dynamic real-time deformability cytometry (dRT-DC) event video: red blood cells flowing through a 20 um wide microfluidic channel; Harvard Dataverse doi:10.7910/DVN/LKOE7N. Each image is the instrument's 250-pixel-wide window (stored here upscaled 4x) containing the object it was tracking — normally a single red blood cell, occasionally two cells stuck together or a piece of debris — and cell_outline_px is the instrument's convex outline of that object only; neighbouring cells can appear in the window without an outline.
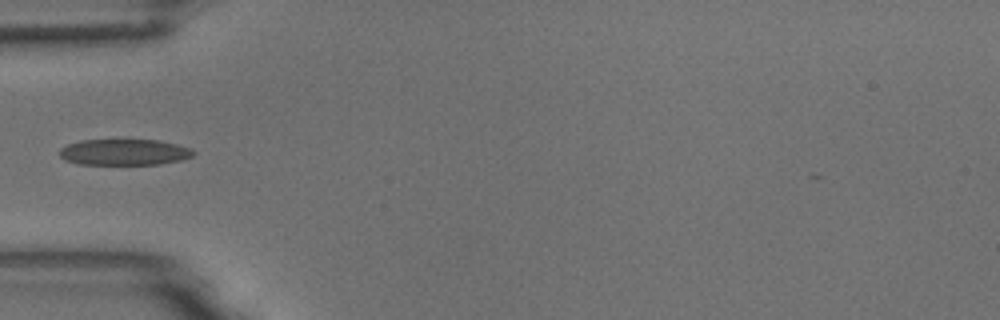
{"species": "common noctule bat (a hibernating species)", "species_latin": "Nyctalus noctula", "temperature_condition": "room temperature", "stored_images_in_passage": 6, "camera_frame_rate_fps": 3000, "um_per_image_px": 0.085, "animal": {"sex": "male", "body_mass_g": 18.8}, "frame": {"image": 1, "passage_image": 6, "time_ms": 1.667, "image_size_px": [1000, 320], "cell_outline_px": [[196, 152], [192, 156], [180, 160], [160, 164], [80, 164], [64, 160], [60, 156], [60, 148], [68, 144], [80, 140], [160, 140], [192, 148]], "centroid_in_image_um": [10.57, 12.93], "position_along_channel_um": 74.4, "area_um2": 20.35}}